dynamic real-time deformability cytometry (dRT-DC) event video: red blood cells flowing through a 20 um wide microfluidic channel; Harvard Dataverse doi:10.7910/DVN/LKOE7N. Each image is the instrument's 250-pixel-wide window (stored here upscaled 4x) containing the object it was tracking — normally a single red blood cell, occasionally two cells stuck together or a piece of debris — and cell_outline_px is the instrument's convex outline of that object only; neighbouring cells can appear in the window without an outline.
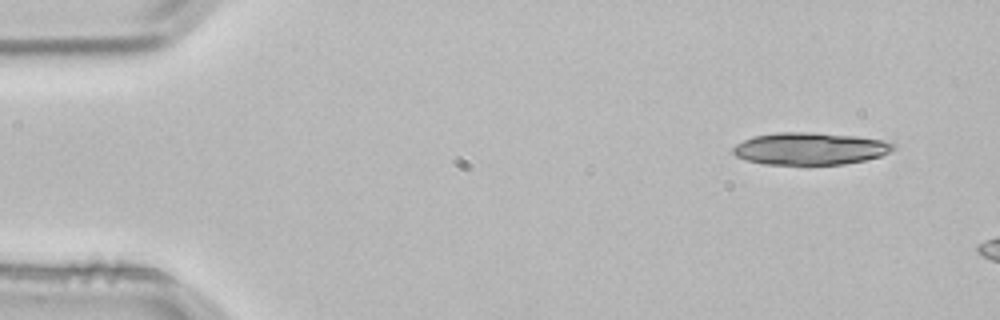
{"species": "common noctule bat (a hibernating species)", "species_latin": "Nyctalus noctula", "temperature_condition": "room temperature", "stored_images_in_passage": 2, "camera_frame_rate_fps": 3000, "um_per_image_px": 0.085, "animal": {"sex": "male", "body_mass_g": 21.5, "forearm_length_mm": 52.0}, "frame": {"image": 1, "passage_image": 1, "time_ms": 0.0, "image_size_px": [1000, 320], "cell_outline_px": [[896, 148], [880, 156], [864, 160], [844, 164], [808, 168], [764, 164], [744, 160], [736, 156], [732, 152], [732, 148], [736, 144], [752, 136], [776, 132], [812, 132], [856, 136], [884, 140], [896, 144]], "centroid_in_image_um": [68.82, 12.68], "position_along_channel_um": 16.2, "area_um2": 31.39}}